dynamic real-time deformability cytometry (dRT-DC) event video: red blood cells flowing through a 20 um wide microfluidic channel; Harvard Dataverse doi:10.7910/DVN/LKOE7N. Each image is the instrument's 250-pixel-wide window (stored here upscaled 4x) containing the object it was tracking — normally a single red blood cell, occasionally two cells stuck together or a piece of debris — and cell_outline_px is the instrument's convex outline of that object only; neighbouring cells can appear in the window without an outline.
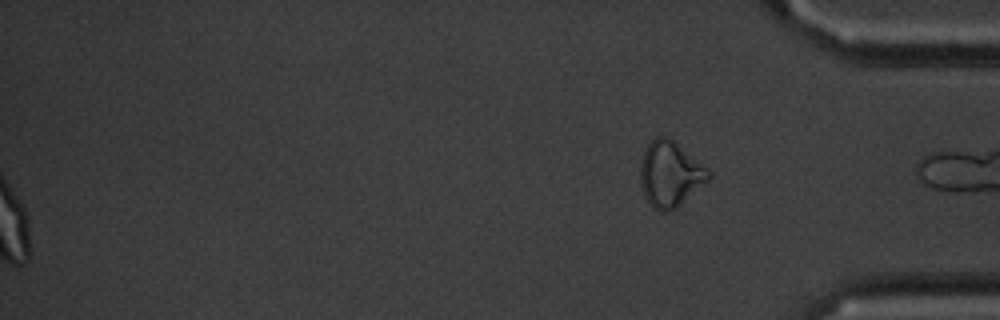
{"species": "common noctule bat (a hibernating species)", "species_latin": "Nyctalus noctula", "temperature_condition": "cold", "stored_images_in_passage": 46, "segment_of_instrument_passage": [2, 2], "camera_frame_rate_fps": 3000, "um_per_image_px": 0.085, "animal": {"sex": "male", "body_mass_g": 20.1, "forearm_length_mm": 53.5}, "frame": {"image": 1, "passage_image": 46, "time_ms": 15.0, "image_size_px": [1000, 320], "cell_outline_px": [[712, 176], [708, 180], [676, 208], [668, 212], [660, 212], [652, 208], [644, 196], [640, 184], [640, 164], [644, 148], [656, 136], [668, 136], [712, 172]], "centroid_in_image_um": [56.93, 14.8], "position_along_channel_um": 378.3, "area_um2": 26.13}}